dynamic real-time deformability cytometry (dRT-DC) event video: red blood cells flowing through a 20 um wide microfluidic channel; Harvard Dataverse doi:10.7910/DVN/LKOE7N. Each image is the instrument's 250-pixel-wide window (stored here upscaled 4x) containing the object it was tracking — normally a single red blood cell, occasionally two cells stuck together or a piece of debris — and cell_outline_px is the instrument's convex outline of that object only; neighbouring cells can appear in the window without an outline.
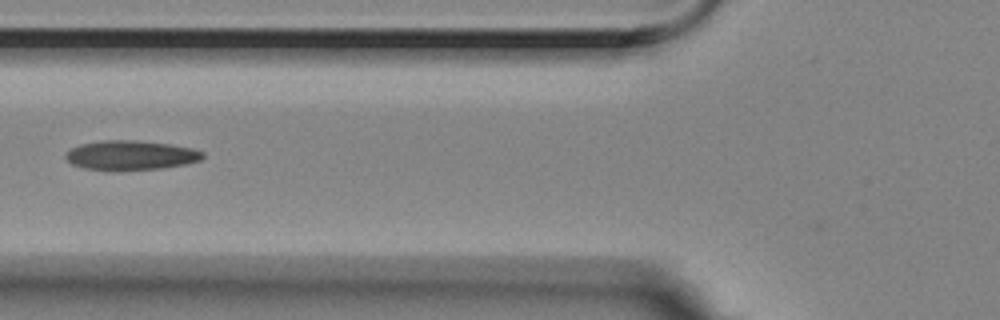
{"species": "Egyptian fruit bat (a non-hibernating species)", "species_latin": "Rousettus aegyptiacus", "temperature_condition": "room temperature", "stored_images_in_passage": 6, "camera_frame_rate_fps": 3000, "um_per_image_px": 0.085, "animal": {"sex": "female"}, "frame": {"image": 1, "passage_image": 6, "time_ms": 1.667, "image_size_px": [1000, 320], "cell_outline_px": [[204, 156], [200, 160], [184, 164], [164, 168], [116, 172], [108, 172], [84, 168], [72, 164], [64, 156], [72, 148], [80, 144], [100, 140], [136, 140], [172, 144], [192, 148], [204, 152]], "centroid_in_image_um": [11.1, 13.22], "position_along_channel_um": 114.7, "area_um2": 24.1}}